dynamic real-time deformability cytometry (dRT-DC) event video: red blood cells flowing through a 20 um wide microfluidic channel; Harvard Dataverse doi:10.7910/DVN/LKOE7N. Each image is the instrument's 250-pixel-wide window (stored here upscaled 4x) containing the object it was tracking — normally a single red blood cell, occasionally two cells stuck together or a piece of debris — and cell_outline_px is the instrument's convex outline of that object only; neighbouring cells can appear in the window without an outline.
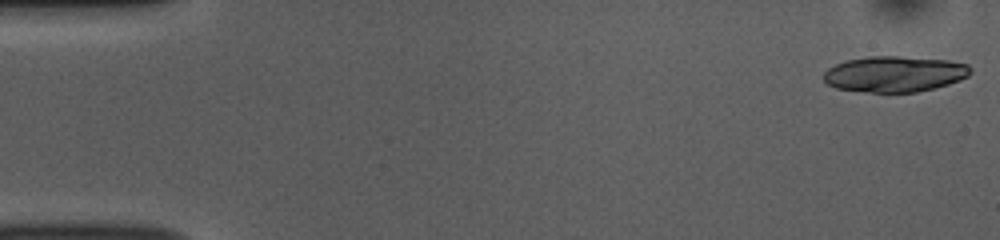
{"species": "common noctule bat (a hibernating species)", "species_latin": "Nyctalus noctula", "temperature_condition": "room temperature", "stored_images_in_passage": 17, "camera_frame_rate_fps": 3000, "um_per_image_px": 0.085, "animal": {"sex": "female", "body_mass_g": 10.0, "forearm_length_mm": 53.1}, "frame": {"image": 1, "passage_image": 1, "time_ms": 0.0, "image_size_px": [1000, 240], "cell_outline_px": [[972, 72], [968, 76], [960, 80], [948, 84], [916, 92], [872, 92], [836, 88], [828, 84], [824, 80], [824, 72], [828, 68], [836, 64], [848, 60], [868, 56], [900, 56], [948, 60], [968, 64], [972, 68]], "centroid_in_image_um": [76.07, 6.28], "position_along_channel_um": 8.9, "area_um2": 30.58}}